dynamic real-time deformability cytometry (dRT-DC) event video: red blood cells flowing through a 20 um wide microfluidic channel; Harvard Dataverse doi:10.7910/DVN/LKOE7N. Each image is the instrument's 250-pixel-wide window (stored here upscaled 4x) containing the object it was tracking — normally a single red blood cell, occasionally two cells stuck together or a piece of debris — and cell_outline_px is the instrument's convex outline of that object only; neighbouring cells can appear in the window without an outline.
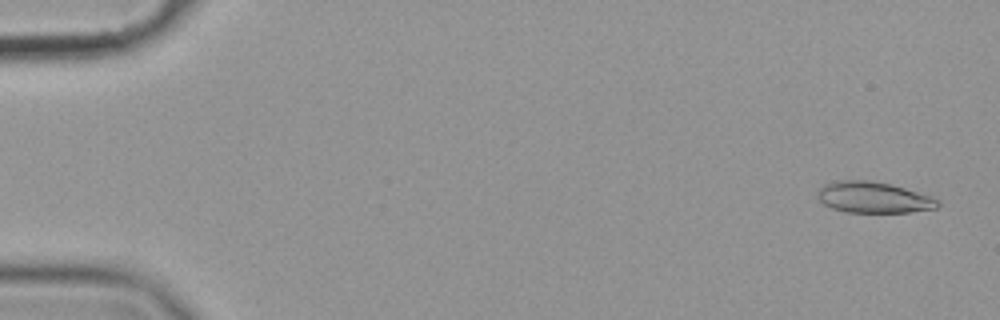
{"species": "common noctule bat (a hibernating species)", "species_latin": "Nyctalus noctula", "temperature_condition": "cold", "stored_images_in_passage": 57, "camera_frame_rate_fps": 3000, "um_per_image_px": 0.085, "animal": {"sex": "female", "body_mass_g": 19.9}, "frame": {"image": 1, "passage_image": 3, "time_ms": 0.667, "image_size_px": [1000, 320], "cell_outline_px": [[940, 204], [936, 208], [908, 212], [844, 212], [832, 208], [824, 204], [816, 196], [816, 192], [824, 184], [840, 180], [872, 180], [904, 188], [932, 196], [940, 200]], "centroid_in_image_um": [74.23, 16.78], "position_along_channel_um": 10.8, "area_um2": 21.79}}
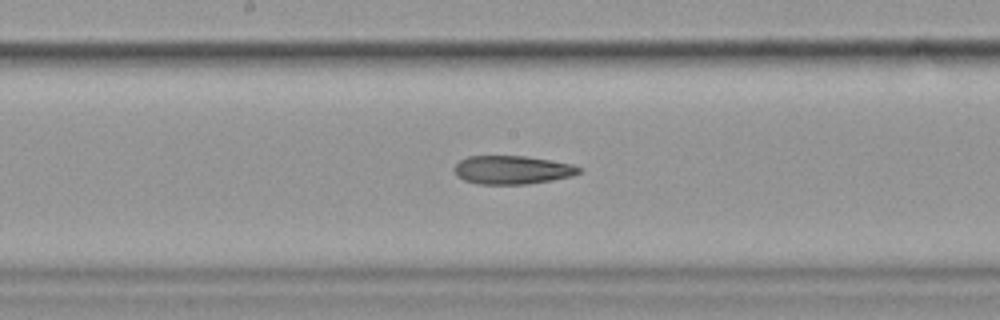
{"frame": {"image": 2, "passage_image": 31, "time_ms": 10.0, "image_size_px": [1000, 320], "cell_outline_px": [[580, 172], [572, 176], [552, 180], [528, 184], [480, 184], [464, 180], [456, 176], [452, 168], [460, 160], [468, 156], [524, 156], [572, 164], [580, 168]], "centroid_in_image_um": [43.49, 14.44], "position_along_channel_um": 204.7, "area_um2": 20.63}}
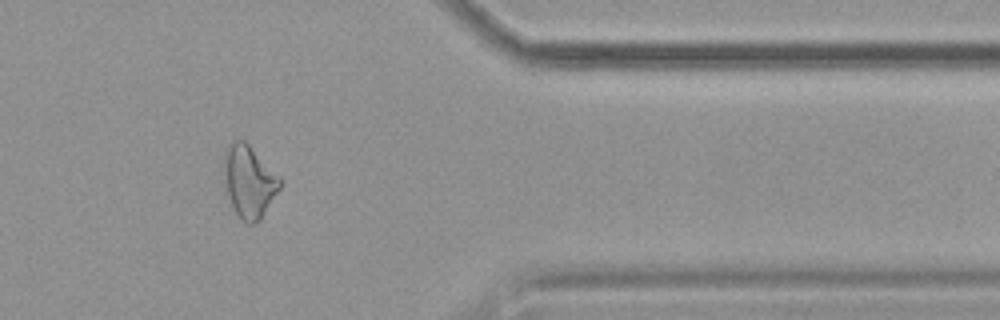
{"frame": {"image": 3, "passage_image": 48, "time_ms": 15.667, "image_size_px": [1000, 320], "cell_outline_px": [[280, 188], [260, 220], [256, 224], [248, 224], [240, 220], [236, 216], [228, 192], [224, 172], [224, 152], [228, 144], [232, 140], [244, 140], [280, 176]], "centroid_in_image_um": [21.17, 15.44], "position_along_channel_um": 390.2, "area_um2": 23.41}, "authors_computed_cell_mechanics": {"area_um2": 21.7906, "velocity_mm_per_s": 3.5634, "shape_relaxation_time_tau1_ms": null, "shape_relaxation_time_tau2_ms": 3.0733, "deformation_change_tau1": null, "deformation_change_tau2": 0.1367}}